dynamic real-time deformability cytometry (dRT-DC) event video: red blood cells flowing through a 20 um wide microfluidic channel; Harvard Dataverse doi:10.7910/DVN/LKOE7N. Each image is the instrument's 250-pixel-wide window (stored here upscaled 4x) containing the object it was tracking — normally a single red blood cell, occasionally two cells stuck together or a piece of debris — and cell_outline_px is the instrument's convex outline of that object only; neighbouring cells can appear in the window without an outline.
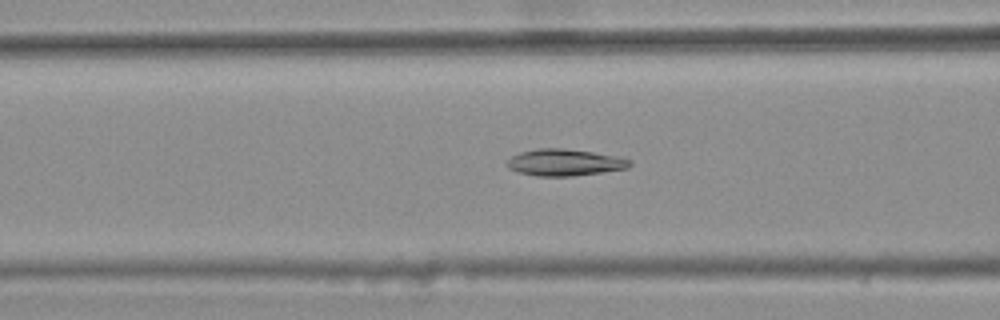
{"species": "common noctule bat (a hibernating species)", "species_latin": "Nyctalus noctula", "temperature_condition": "warm", "stored_images_in_passage": 48, "camera_frame_rate_fps": 3000, "um_per_image_px": 0.085, "animal": {"sex": "female", "body_mass_g": 25.1}, "frame": {"image": 1, "passage_image": 22, "time_ms": 7.0, "image_size_px": [1000, 320], "cell_outline_px": [[632, 164], [628, 168], [572, 176], [536, 176], [516, 172], [508, 168], [508, 160], [512, 156], [520, 152], [536, 148], [564, 148], [592, 152], [616, 156], [632, 160]], "centroid_in_image_um": [47.98, 13.8], "position_along_channel_um": 118.6, "area_um2": 19.07}}
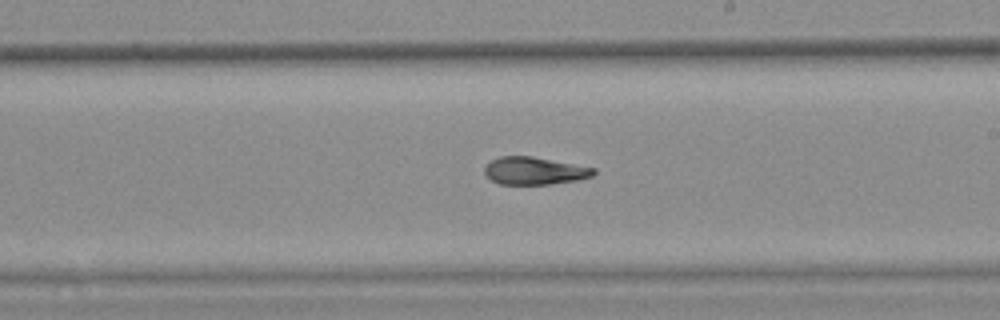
{"frame": {"image": 2, "passage_image": 32, "time_ms": 10.333, "image_size_px": [1000, 320], "cell_outline_px": [[596, 172], [592, 176], [576, 180], [548, 184], [500, 184], [492, 180], [484, 172], [484, 168], [492, 160], [500, 156], [532, 156], [596, 168]], "centroid_in_image_um": [45.44, 14.51], "position_along_channel_um": 243.6, "area_um2": 17.34}}
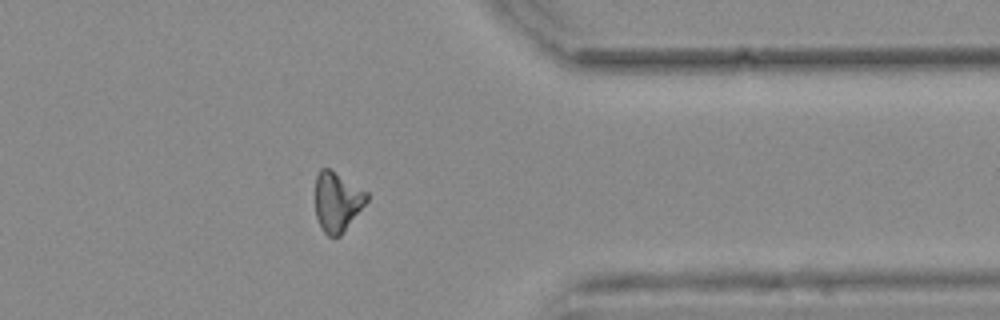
{"frame": {"image": 3, "passage_image": 44, "time_ms": 14.333, "image_size_px": [1000, 320], "cell_outline_px": [[368, 200], [340, 236], [328, 236], [324, 232], [316, 216], [316, 176], [320, 168], [328, 168], [368, 192]], "centroid_in_image_um": [28.66, 17.14], "position_along_channel_um": 382.7, "area_um2": 17.57}, "authors_computed_cell_mechanics": {"area_um2": 18.6116, "velocity_mm_per_s": 3.7615, "shape_relaxation_time_tau1_ms": null, "shape_relaxation_time_tau2_ms": 4.5961, "deformation_change_tau1": null, "deformation_change_tau2": 0.1102}}